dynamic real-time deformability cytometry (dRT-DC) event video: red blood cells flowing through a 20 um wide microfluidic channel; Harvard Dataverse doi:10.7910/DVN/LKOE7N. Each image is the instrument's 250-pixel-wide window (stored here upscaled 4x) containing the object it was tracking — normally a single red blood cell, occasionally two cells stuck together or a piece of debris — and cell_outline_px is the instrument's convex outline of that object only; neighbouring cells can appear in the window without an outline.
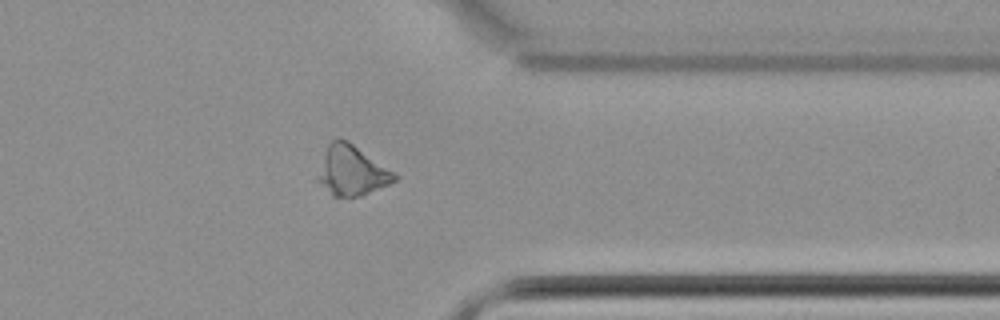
{"species": "common noctule bat (a hibernating species)", "species_latin": "Nyctalus noctula", "temperature_condition": "cold", "stored_images_in_passage": 52, "camera_frame_rate_fps": 3000, "um_per_image_px": 0.085, "animal": {"sex": "female", "body_mass_g": 22.7, "forearm_length_mm": 54.2}, "frame": {"image": 1, "passage_image": 40, "time_ms": 13.0, "image_size_px": [1000, 320], "cell_outline_px": [[400, 176], [396, 180], [388, 184], [360, 196], [332, 196], [316, 180], [316, 176], [324, 152], [328, 144], [332, 140], [340, 136], [348, 140]], "centroid_in_image_um": [29.87, 14.48], "position_along_channel_um": 381.5, "area_um2": 22.31}}
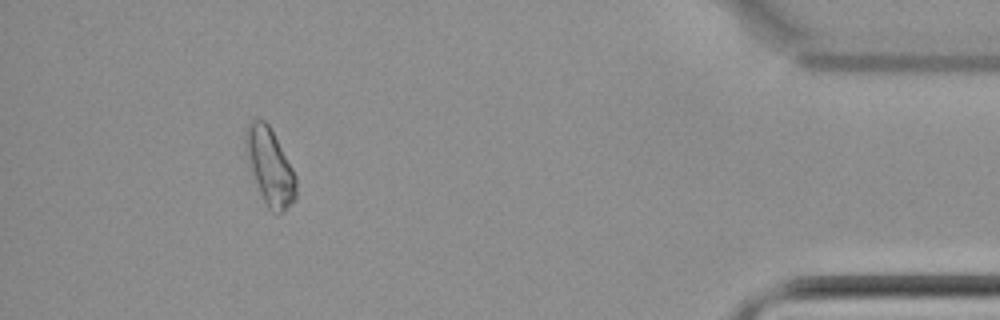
{"frame": {"image": 2, "passage_image": 47, "time_ms": 15.333, "image_size_px": [1000, 320], "cell_outline_px": [[296, 196], [284, 212], [272, 212], [268, 208], [260, 192], [248, 164], [244, 148], [244, 132], [248, 124], [252, 120], [264, 120], [268, 124], [292, 168], [296, 176]], "centroid_in_image_um": [22.91, 14.15], "position_along_channel_um": 412.3, "area_um2": 22.2}}